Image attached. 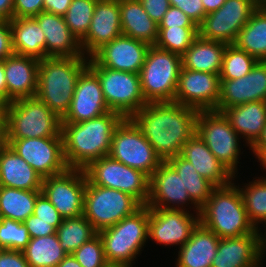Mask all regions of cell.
<instances>
[{
	"label": "cell",
	"instance_id": "cell-10",
	"mask_svg": "<svg viewBox=\"0 0 266 267\" xmlns=\"http://www.w3.org/2000/svg\"><path fill=\"white\" fill-rule=\"evenodd\" d=\"M196 134L234 176L239 174V158L243 154L240 148L241 138L222 112L199 111Z\"/></svg>",
	"mask_w": 266,
	"mask_h": 267
},
{
	"label": "cell",
	"instance_id": "cell-21",
	"mask_svg": "<svg viewBox=\"0 0 266 267\" xmlns=\"http://www.w3.org/2000/svg\"><path fill=\"white\" fill-rule=\"evenodd\" d=\"M253 101L266 102V61H258L252 70L235 80H220L216 111Z\"/></svg>",
	"mask_w": 266,
	"mask_h": 267
},
{
	"label": "cell",
	"instance_id": "cell-41",
	"mask_svg": "<svg viewBox=\"0 0 266 267\" xmlns=\"http://www.w3.org/2000/svg\"><path fill=\"white\" fill-rule=\"evenodd\" d=\"M198 36V28H159L155 47L182 55Z\"/></svg>",
	"mask_w": 266,
	"mask_h": 267
},
{
	"label": "cell",
	"instance_id": "cell-3",
	"mask_svg": "<svg viewBox=\"0 0 266 267\" xmlns=\"http://www.w3.org/2000/svg\"><path fill=\"white\" fill-rule=\"evenodd\" d=\"M89 57H46L40 60L36 97L61 119L69 111L80 74Z\"/></svg>",
	"mask_w": 266,
	"mask_h": 267
},
{
	"label": "cell",
	"instance_id": "cell-37",
	"mask_svg": "<svg viewBox=\"0 0 266 267\" xmlns=\"http://www.w3.org/2000/svg\"><path fill=\"white\" fill-rule=\"evenodd\" d=\"M235 184H238L249 221L255 229L262 231L260 224L264 223L262 226L266 227V178L255 177V180L243 183L244 186Z\"/></svg>",
	"mask_w": 266,
	"mask_h": 267
},
{
	"label": "cell",
	"instance_id": "cell-16",
	"mask_svg": "<svg viewBox=\"0 0 266 267\" xmlns=\"http://www.w3.org/2000/svg\"><path fill=\"white\" fill-rule=\"evenodd\" d=\"M199 223V214L191 210L149 208L148 240L180 248Z\"/></svg>",
	"mask_w": 266,
	"mask_h": 267
},
{
	"label": "cell",
	"instance_id": "cell-46",
	"mask_svg": "<svg viewBox=\"0 0 266 267\" xmlns=\"http://www.w3.org/2000/svg\"><path fill=\"white\" fill-rule=\"evenodd\" d=\"M171 27L198 28L184 12L174 6L168 8L162 21L159 23V28Z\"/></svg>",
	"mask_w": 266,
	"mask_h": 267
},
{
	"label": "cell",
	"instance_id": "cell-28",
	"mask_svg": "<svg viewBox=\"0 0 266 267\" xmlns=\"http://www.w3.org/2000/svg\"><path fill=\"white\" fill-rule=\"evenodd\" d=\"M220 238L200 223L179 249L175 267H211Z\"/></svg>",
	"mask_w": 266,
	"mask_h": 267
},
{
	"label": "cell",
	"instance_id": "cell-42",
	"mask_svg": "<svg viewBox=\"0 0 266 267\" xmlns=\"http://www.w3.org/2000/svg\"><path fill=\"white\" fill-rule=\"evenodd\" d=\"M31 237L24 223L2 218L0 223V249L23 251Z\"/></svg>",
	"mask_w": 266,
	"mask_h": 267
},
{
	"label": "cell",
	"instance_id": "cell-31",
	"mask_svg": "<svg viewBox=\"0 0 266 267\" xmlns=\"http://www.w3.org/2000/svg\"><path fill=\"white\" fill-rule=\"evenodd\" d=\"M227 44L207 40L199 35L181 55L182 67L197 72L220 74Z\"/></svg>",
	"mask_w": 266,
	"mask_h": 267
},
{
	"label": "cell",
	"instance_id": "cell-34",
	"mask_svg": "<svg viewBox=\"0 0 266 267\" xmlns=\"http://www.w3.org/2000/svg\"><path fill=\"white\" fill-rule=\"evenodd\" d=\"M41 190H23L0 186V212L2 218L24 222L34 212Z\"/></svg>",
	"mask_w": 266,
	"mask_h": 267
},
{
	"label": "cell",
	"instance_id": "cell-1",
	"mask_svg": "<svg viewBox=\"0 0 266 267\" xmlns=\"http://www.w3.org/2000/svg\"><path fill=\"white\" fill-rule=\"evenodd\" d=\"M199 111L177 102H151L130 119L162 159L179 155L183 145L196 134Z\"/></svg>",
	"mask_w": 266,
	"mask_h": 267
},
{
	"label": "cell",
	"instance_id": "cell-60",
	"mask_svg": "<svg viewBox=\"0 0 266 267\" xmlns=\"http://www.w3.org/2000/svg\"><path fill=\"white\" fill-rule=\"evenodd\" d=\"M7 103L0 97V112L6 111Z\"/></svg>",
	"mask_w": 266,
	"mask_h": 267
},
{
	"label": "cell",
	"instance_id": "cell-64",
	"mask_svg": "<svg viewBox=\"0 0 266 267\" xmlns=\"http://www.w3.org/2000/svg\"><path fill=\"white\" fill-rule=\"evenodd\" d=\"M1 221H2V216H1V212H0V223H1Z\"/></svg>",
	"mask_w": 266,
	"mask_h": 267
},
{
	"label": "cell",
	"instance_id": "cell-11",
	"mask_svg": "<svg viewBox=\"0 0 266 267\" xmlns=\"http://www.w3.org/2000/svg\"><path fill=\"white\" fill-rule=\"evenodd\" d=\"M109 156L148 177L163 162L130 118L123 119L114 130Z\"/></svg>",
	"mask_w": 266,
	"mask_h": 267
},
{
	"label": "cell",
	"instance_id": "cell-38",
	"mask_svg": "<svg viewBox=\"0 0 266 267\" xmlns=\"http://www.w3.org/2000/svg\"><path fill=\"white\" fill-rule=\"evenodd\" d=\"M60 246L67 254H72L85 242L93 238L97 231L84 215L65 218L56 229Z\"/></svg>",
	"mask_w": 266,
	"mask_h": 267
},
{
	"label": "cell",
	"instance_id": "cell-19",
	"mask_svg": "<svg viewBox=\"0 0 266 267\" xmlns=\"http://www.w3.org/2000/svg\"><path fill=\"white\" fill-rule=\"evenodd\" d=\"M263 262V232L256 229L248 235L220 238L211 267H263Z\"/></svg>",
	"mask_w": 266,
	"mask_h": 267
},
{
	"label": "cell",
	"instance_id": "cell-6",
	"mask_svg": "<svg viewBox=\"0 0 266 267\" xmlns=\"http://www.w3.org/2000/svg\"><path fill=\"white\" fill-rule=\"evenodd\" d=\"M8 139L62 137V119L36 96L6 105Z\"/></svg>",
	"mask_w": 266,
	"mask_h": 267
},
{
	"label": "cell",
	"instance_id": "cell-18",
	"mask_svg": "<svg viewBox=\"0 0 266 267\" xmlns=\"http://www.w3.org/2000/svg\"><path fill=\"white\" fill-rule=\"evenodd\" d=\"M219 95V74L181 67L174 102L198 111H216Z\"/></svg>",
	"mask_w": 266,
	"mask_h": 267
},
{
	"label": "cell",
	"instance_id": "cell-25",
	"mask_svg": "<svg viewBox=\"0 0 266 267\" xmlns=\"http://www.w3.org/2000/svg\"><path fill=\"white\" fill-rule=\"evenodd\" d=\"M34 18L45 35L46 57H86L63 16L42 11Z\"/></svg>",
	"mask_w": 266,
	"mask_h": 267
},
{
	"label": "cell",
	"instance_id": "cell-17",
	"mask_svg": "<svg viewBox=\"0 0 266 267\" xmlns=\"http://www.w3.org/2000/svg\"><path fill=\"white\" fill-rule=\"evenodd\" d=\"M185 188L176 170L167 161H163L149 177L146 206L186 211L193 209V212L199 214L200 208L191 200Z\"/></svg>",
	"mask_w": 266,
	"mask_h": 267
},
{
	"label": "cell",
	"instance_id": "cell-2",
	"mask_svg": "<svg viewBox=\"0 0 266 267\" xmlns=\"http://www.w3.org/2000/svg\"><path fill=\"white\" fill-rule=\"evenodd\" d=\"M124 118L113 111L79 123H62L61 135L66 164L85 169L91 162L108 156L112 136Z\"/></svg>",
	"mask_w": 266,
	"mask_h": 267
},
{
	"label": "cell",
	"instance_id": "cell-13",
	"mask_svg": "<svg viewBox=\"0 0 266 267\" xmlns=\"http://www.w3.org/2000/svg\"><path fill=\"white\" fill-rule=\"evenodd\" d=\"M258 0H226L216 11L208 13L198 26L204 39L233 44L238 32L259 8Z\"/></svg>",
	"mask_w": 266,
	"mask_h": 267
},
{
	"label": "cell",
	"instance_id": "cell-40",
	"mask_svg": "<svg viewBox=\"0 0 266 267\" xmlns=\"http://www.w3.org/2000/svg\"><path fill=\"white\" fill-rule=\"evenodd\" d=\"M98 0H72L63 16L72 34L81 42L87 35Z\"/></svg>",
	"mask_w": 266,
	"mask_h": 267
},
{
	"label": "cell",
	"instance_id": "cell-36",
	"mask_svg": "<svg viewBox=\"0 0 266 267\" xmlns=\"http://www.w3.org/2000/svg\"><path fill=\"white\" fill-rule=\"evenodd\" d=\"M176 170L184 183L191 200L201 208L216 187L208 179L202 177L194 166L180 154L167 160Z\"/></svg>",
	"mask_w": 266,
	"mask_h": 267
},
{
	"label": "cell",
	"instance_id": "cell-4",
	"mask_svg": "<svg viewBox=\"0 0 266 267\" xmlns=\"http://www.w3.org/2000/svg\"><path fill=\"white\" fill-rule=\"evenodd\" d=\"M233 181L225 186H217L200 208L199 222L219 238L239 237L253 233L256 229L248 219L243 199Z\"/></svg>",
	"mask_w": 266,
	"mask_h": 267
},
{
	"label": "cell",
	"instance_id": "cell-20",
	"mask_svg": "<svg viewBox=\"0 0 266 267\" xmlns=\"http://www.w3.org/2000/svg\"><path fill=\"white\" fill-rule=\"evenodd\" d=\"M109 111L100 81L87 67L78 78L69 111L62 118V123H79L98 118Z\"/></svg>",
	"mask_w": 266,
	"mask_h": 267
},
{
	"label": "cell",
	"instance_id": "cell-51",
	"mask_svg": "<svg viewBox=\"0 0 266 267\" xmlns=\"http://www.w3.org/2000/svg\"><path fill=\"white\" fill-rule=\"evenodd\" d=\"M0 267H30L23 251L0 249Z\"/></svg>",
	"mask_w": 266,
	"mask_h": 267
},
{
	"label": "cell",
	"instance_id": "cell-30",
	"mask_svg": "<svg viewBox=\"0 0 266 267\" xmlns=\"http://www.w3.org/2000/svg\"><path fill=\"white\" fill-rule=\"evenodd\" d=\"M122 34L154 46L159 25L144 10L139 0H119Z\"/></svg>",
	"mask_w": 266,
	"mask_h": 267
},
{
	"label": "cell",
	"instance_id": "cell-49",
	"mask_svg": "<svg viewBox=\"0 0 266 267\" xmlns=\"http://www.w3.org/2000/svg\"><path fill=\"white\" fill-rule=\"evenodd\" d=\"M149 15V17L158 25L171 6L168 0H139Z\"/></svg>",
	"mask_w": 266,
	"mask_h": 267
},
{
	"label": "cell",
	"instance_id": "cell-33",
	"mask_svg": "<svg viewBox=\"0 0 266 267\" xmlns=\"http://www.w3.org/2000/svg\"><path fill=\"white\" fill-rule=\"evenodd\" d=\"M233 44L258 61H266V8L259 6Z\"/></svg>",
	"mask_w": 266,
	"mask_h": 267
},
{
	"label": "cell",
	"instance_id": "cell-7",
	"mask_svg": "<svg viewBox=\"0 0 266 267\" xmlns=\"http://www.w3.org/2000/svg\"><path fill=\"white\" fill-rule=\"evenodd\" d=\"M181 67L180 55L150 46L139 73L147 103L174 101Z\"/></svg>",
	"mask_w": 266,
	"mask_h": 267
},
{
	"label": "cell",
	"instance_id": "cell-52",
	"mask_svg": "<svg viewBox=\"0 0 266 267\" xmlns=\"http://www.w3.org/2000/svg\"><path fill=\"white\" fill-rule=\"evenodd\" d=\"M72 0H43V11L64 16Z\"/></svg>",
	"mask_w": 266,
	"mask_h": 267
},
{
	"label": "cell",
	"instance_id": "cell-59",
	"mask_svg": "<svg viewBox=\"0 0 266 267\" xmlns=\"http://www.w3.org/2000/svg\"><path fill=\"white\" fill-rule=\"evenodd\" d=\"M255 159H258L257 162H260V166H262L263 170L266 171V149H262L255 157ZM266 178V176H261Z\"/></svg>",
	"mask_w": 266,
	"mask_h": 267
},
{
	"label": "cell",
	"instance_id": "cell-44",
	"mask_svg": "<svg viewBox=\"0 0 266 267\" xmlns=\"http://www.w3.org/2000/svg\"><path fill=\"white\" fill-rule=\"evenodd\" d=\"M63 221H44L39 220L32 214L23 223L26 226L31 238L48 236L56 233V229Z\"/></svg>",
	"mask_w": 266,
	"mask_h": 267
},
{
	"label": "cell",
	"instance_id": "cell-29",
	"mask_svg": "<svg viewBox=\"0 0 266 267\" xmlns=\"http://www.w3.org/2000/svg\"><path fill=\"white\" fill-rule=\"evenodd\" d=\"M43 177L9 145L0 150V186L41 190Z\"/></svg>",
	"mask_w": 266,
	"mask_h": 267
},
{
	"label": "cell",
	"instance_id": "cell-57",
	"mask_svg": "<svg viewBox=\"0 0 266 267\" xmlns=\"http://www.w3.org/2000/svg\"><path fill=\"white\" fill-rule=\"evenodd\" d=\"M262 149H266V125L260 138L249 150H252L251 152L256 156Z\"/></svg>",
	"mask_w": 266,
	"mask_h": 267
},
{
	"label": "cell",
	"instance_id": "cell-61",
	"mask_svg": "<svg viewBox=\"0 0 266 267\" xmlns=\"http://www.w3.org/2000/svg\"><path fill=\"white\" fill-rule=\"evenodd\" d=\"M263 244H264V259H265V255H266V230L263 233Z\"/></svg>",
	"mask_w": 266,
	"mask_h": 267
},
{
	"label": "cell",
	"instance_id": "cell-45",
	"mask_svg": "<svg viewBox=\"0 0 266 267\" xmlns=\"http://www.w3.org/2000/svg\"><path fill=\"white\" fill-rule=\"evenodd\" d=\"M171 6L177 7L184 12L198 27L207 15L202 0H168Z\"/></svg>",
	"mask_w": 266,
	"mask_h": 267
},
{
	"label": "cell",
	"instance_id": "cell-62",
	"mask_svg": "<svg viewBox=\"0 0 266 267\" xmlns=\"http://www.w3.org/2000/svg\"><path fill=\"white\" fill-rule=\"evenodd\" d=\"M260 6L263 7V8H266V0H262L260 2Z\"/></svg>",
	"mask_w": 266,
	"mask_h": 267
},
{
	"label": "cell",
	"instance_id": "cell-48",
	"mask_svg": "<svg viewBox=\"0 0 266 267\" xmlns=\"http://www.w3.org/2000/svg\"><path fill=\"white\" fill-rule=\"evenodd\" d=\"M43 11V0H14L13 18H31Z\"/></svg>",
	"mask_w": 266,
	"mask_h": 267
},
{
	"label": "cell",
	"instance_id": "cell-55",
	"mask_svg": "<svg viewBox=\"0 0 266 267\" xmlns=\"http://www.w3.org/2000/svg\"><path fill=\"white\" fill-rule=\"evenodd\" d=\"M0 97L7 103V84L3 60H0Z\"/></svg>",
	"mask_w": 266,
	"mask_h": 267
},
{
	"label": "cell",
	"instance_id": "cell-54",
	"mask_svg": "<svg viewBox=\"0 0 266 267\" xmlns=\"http://www.w3.org/2000/svg\"><path fill=\"white\" fill-rule=\"evenodd\" d=\"M14 0H0V19L10 21L13 18Z\"/></svg>",
	"mask_w": 266,
	"mask_h": 267
},
{
	"label": "cell",
	"instance_id": "cell-63",
	"mask_svg": "<svg viewBox=\"0 0 266 267\" xmlns=\"http://www.w3.org/2000/svg\"><path fill=\"white\" fill-rule=\"evenodd\" d=\"M108 267H122V266H112V265H109Z\"/></svg>",
	"mask_w": 266,
	"mask_h": 267
},
{
	"label": "cell",
	"instance_id": "cell-39",
	"mask_svg": "<svg viewBox=\"0 0 266 267\" xmlns=\"http://www.w3.org/2000/svg\"><path fill=\"white\" fill-rule=\"evenodd\" d=\"M258 60L234 44H228L223 56L220 80H235L247 75Z\"/></svg>",
	"mask_w": 266,
	"mask_h": 267
},
{
	"label": "cell",
	"instance_id": "cell-24",
	"mask_svg": "<svg viewBox=\"0 0 266 267\" xmlns=\"http://www.w3.org/2000/svg\"><path fill=\"white\" fill-rule=\"evenodd\" d=\"M3 62L7 84V104L18 99L34 97L37 92L40 60L13 53Z\"/></svg>",
	"mask_w": 266,
	"mask_h": 267
},
{
	"label": "cell",
	"instance_id": "cell-12",
	"mask_svg": "<svg viewBox=\"0 0 266 267\" xmlns=\"http://www.w3.org/2000/svg\"><path fill=\"white\" fill-rule=\"evenodd\" d=\"M84 172L91 184L128 193L142 205H146L149 196V177L145 173L109 155L91 162Z\"/></svg>",
	"mask_w": 266,
	"mask_h": 267
},
{
	"label": "cell",
	"instance_id": "cell-58",
	"mask_svg": "<svg viewBox=\"0 0 266 267\" xmlns=\"http://www.w3.org/2000/svg\"><path fill=\"white\" fill-rule=\"evenodd\" d=\"M56 267H82L72 254L66 257Z\"/></svg>",
	"mask_w": 266,
	"mask_h": 267
},
{
	"label": "cell",
	"instance_id": "cell-56",
	"mask_svg": "<svg viewBox=\"0 0 266 267\" xmlns=\"http://www.w3.org/2000/svg\"><path fill=\"white\" fill-rule=\"evenodd\" d=\"M226 0H202L205 12L208 14L210 12L218 10Z\"/></svg>",
	"mask_w": 266,
	"mask_h": 267
},
{
	"label": "cell",
	"instance_id": "cell-27",
	"mask_svg": "<svg viewBox=\"0 0 266 267\" xmlns=\"http://www.w3.org/2000/svg\"><path fill=\"white\" fill-rule=\"evenodd\" d=\"M243 143L251 148L262 135L266 125V102L253 101L222 111ZM245 141V142H244Z\"/></svg>",
	"mask_w": 266,
	"mask_h": 267
},
{
	"label": "cell",
	"instance_id": "cell-32",
	"mask_svg": "<svg viewBox=\"0 0 266 267\" xmlns=\"http://www.w3.org/2000/svg\"><path fill=\"white\" fill-rule=\"evenodd\" d=\"M9 23L15 54L38 60L46 58L45 35L34 17L12 18Z\"/></svg>",
	"mask_w": 266,
	"mask_h": 267
},
{
	"label": "cell",
	"instance_id": "cell-23",
	"mask_svg": "<svg viewBox=\"0 0 266 267\" xmlns=\"http://www.w3.org/2000/svg\"><path fill=\"white\" fill-rule=\"evenodd\" d=\"M122 35L119 0H98L86 37L80 42L84 56Z\"/></svg>",
	"mask_w": 266,
	"mask_h": 267
},
{
	"label": "cell",
	"instance_id": "cell-14",
	"mask_svg": "<svg viewBox=\"0 0 266 267\" xmlns=\"http://www.w3.org/2000/svg\"><path fill=\"white\" fill-rule=\"evenodd\" d=\"M87 177L83 169L68 168L63 173L43 178L41 192L65 218L83 215Z\"/></svg>",
	"mask_w": 266,
	"mask_h": 267
},
{
	"label": "cell",
	"instance_id": "cell-26",
	"mask_svg": "<svg viewBox=\"0 0 266 267\" xmlns=\"http://www.w3.org/2000/svg\"><path fill=\"white\" fill-rule=\"evenodd\" d=\"M180 155L216 187L228 185L233 181L234 175L213 155L197 134L183 145Z\"/></svg>",
	"mask_w": 266,
	"mask_h": 267
},
{
	"label": "cell",
	"instance_id": "cell-9",
	"mask_svg": "<svg viewBox=\"0 0 266 267\" xmlns=\"http://www.w3.org/2000/svg\"><path fill=\"white\" fill-rule=\"evenodd\" d=\"M143 205L132 195L91 184L87 180L83 215L98 232L134 214Z\"/></svg>",
	"mask_w": 266,
	"mask_h": 267
},
{
	"label": "cell",
	"instance_id": "cell-15",
	"mask_svg": "<svg viewBox=\"0 0 266 267\" xmlns=\"http://www.w3.org/2000/svg\"><path fill=\"white\" fill-rule=\"evenodd\" d=\"M8 145L43 178L66 171L62 137L8 139Z\"/></svg>",
	"mask_w": 266,
	"mask_h": 267
},
{
	"label": "cell",
	"instance_id": "cell-22",
	"mask_svg": "<svg viewBox=\"0 0 266 267\" xmlns=\"http://www.w3.org/2000/svg\"><path fill=\"white\" fill-rule=\"evenodd\" d=\"M149 48L147 43L122 34L91 57L102 67L139 74Z\"/></svg>",
	"mask_w": 266,
	"mask_h": 267
},
{
	"label": "cell",
	"instance_id": "cell-5",
	"mask_svg": "<svg viewBox=\"0 0 266 267\" xmlns=\"http://www.w3.org/2000/svg\"><path fill=\"white\" fill-rule=\"evenodd\" d=\"M149 207L143 205L134 214L97 233L109 265L133 267L148 243ZM144 246V247H143ZM143 249V250H142Z\"/></svg>",
	"mask_w": 266,
	"mask_h": 267
},
{
	"label": "cell",
	"instance_id": "cell-47",
	"mask_svg": "<svg viewBox=\"0 0 266 267\" xmlns=\"http://www.w3.org/2000/svg\"><path fill=\"white\" fill-rule=\"evenodd\" d=\"M33 214L44 221H63L64 218L57 209L51 204L47 197L41 193L35 202Z\"/></svg>",
	"mask_w": 266,
	"mask_h": 267
},
{
	"label": "cell",
	"instance_id": "cell-50",
	"mask_svg": "<svg viewBox=\"0 0 266 267\" xmlns=\"http://www.w3.org/2000/svg\"><path fill=\"white\" fill-rule=\"evenodd\" d=\"M14 53L12 30L8 20L0 19V60Z\"/></svg>",
	"mask_w": 266,
	"mask_h": 267
},
{
	"label": "cell",
	"instance_id": "cell-43",
	"mask_svg": "<svg viewBox=\"0 0 266 267\" xmlns=\"http://www.w3.org/2000/svg\"><path fill=\"white\" fill-rule=\"evenodd\" d=\"M72 255L82 267L109 266L105 257L103 242L98 233L75 250Z\"/></svg>",
	"mask_w": 266,
	"mask_h": 267
},
{
	"label": "cell",
	"instance_id": "cell-8",
	"mask_svg": "<svg viewBox=\"0 0 266 267\" xmlns=\"http://www.w3.org/2000/svg\"><path fill=\"white\" fill-rule=\"evenodd\" d=\"M88 67L97 75L110 111L131 118L147 104L139 74L102 67L92 57Z\"/></svg>",
	"mask_w": 266,
	"mask_h": 267
},
{
	"label": "cell",
	"instance_id": "cell-35",
	"mask_svg": "<svg viewBox=\"0 0 266 267\" xmlns=\"http://www.w3.org/2000/svg\"><path fill=\"white\" fill-rule=\"evenodd\" d=\"M23 254L30 267H56L67 255L56 233L31 238Z\"/></svg>",
	"mask_w": 266,
	"mask_h": 267
},
{
	"label": "cell",
	"instance_id": "cell-53",
	"mask_svg": "<svg viewBox=\"0 0 266 267\" xmlns=\"http://www.w3.org/2000/svg\"><path fill=\"white\" fill-rule=\"evenodd\" d=\"M8 146L7 113L0 112V150Z\"/></svg>",
	"mask_w": 266,
	"mask_h": 267
}]
</instances>
